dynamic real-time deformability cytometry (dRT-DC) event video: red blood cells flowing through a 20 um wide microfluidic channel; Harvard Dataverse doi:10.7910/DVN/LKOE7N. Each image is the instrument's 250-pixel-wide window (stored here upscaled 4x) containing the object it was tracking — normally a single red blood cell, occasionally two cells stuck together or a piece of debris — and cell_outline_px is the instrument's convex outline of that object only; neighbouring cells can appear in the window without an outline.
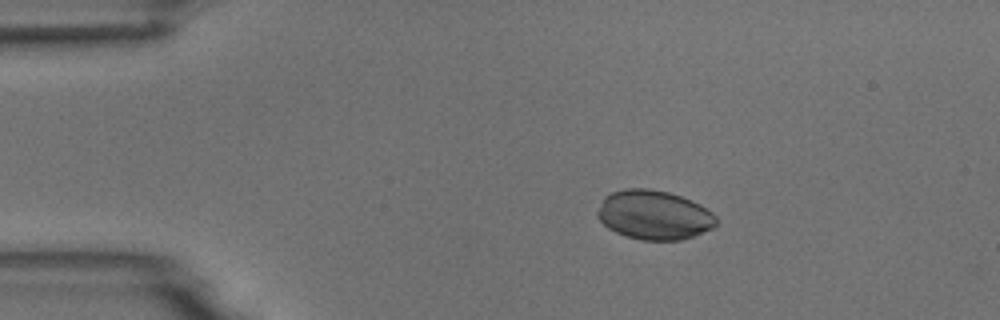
{"species": "common noctule bat (a hibernating species)", "species_latin": "Nyctalus noctula", "temperature_condition": "room temperature", "stored_images_in_passage": 5, "camera_frame_rate_fps": 3000, "um_per_image_px": 0.085, "animal": {"sex": "male", "body_mass_g": 18.8}, "frame": {"image": 1, "passage_image": 2, "time_ms": 1.333, "image_size_px": [1000, 320], "cell_outline_px": [[716, 224], [712, 228], [692, 236], [680, 240], [644, 240], [628, 236], [616, 232], [608, 228], [596, 216], [596, 212], [604, 196], [612, 192], [624, 188], [648, 188], [668, 192], [680, 196], [700, 204], [712, 212], [716, 216]], "centroid_in_image_um": [55.57, 18.26], "position_along_channel_um": 29.4, "area_um2": 33.99}}
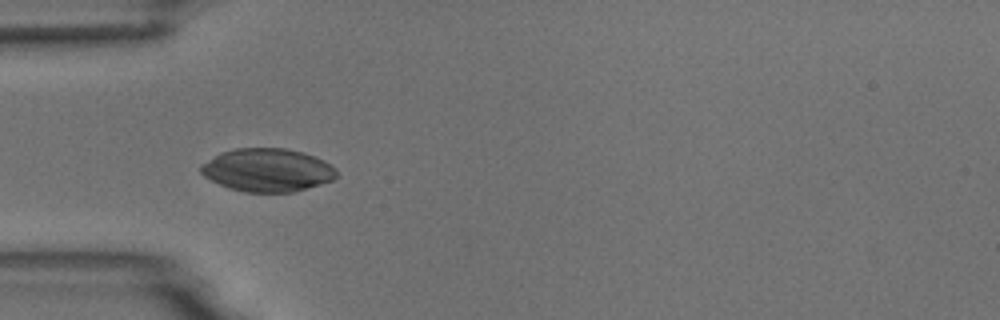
{"frame": {"image": 2, "passage_image": 4, "time_ms": 3.667, "image_size_px": [1000, 320], "cell_outline_px": [[336, 176], [332, 180], [308, 188], [292, 192], [244, 192], [228, 188], [204, 176], [200, 172], [200, 164], [220, 152], [236, 148], [284, 148], [300, 152], [324, 160], [336, 168]], "centroid_in_image_um": [22.7, 14.45], "position_along_channel_um": 62.3, "area_um2": 34.04}}